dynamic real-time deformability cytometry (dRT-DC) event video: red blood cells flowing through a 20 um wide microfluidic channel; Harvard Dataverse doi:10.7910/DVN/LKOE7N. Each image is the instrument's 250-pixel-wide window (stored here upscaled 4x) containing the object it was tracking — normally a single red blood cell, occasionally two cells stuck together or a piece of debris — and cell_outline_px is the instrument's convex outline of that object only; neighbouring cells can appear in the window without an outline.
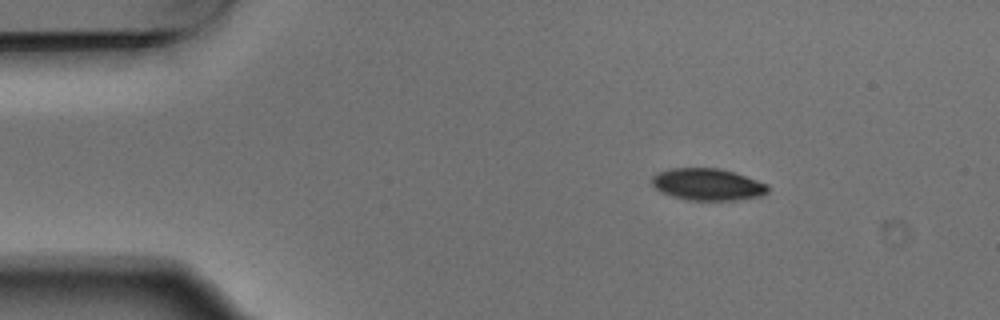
{"species": "Egyptian fruit bat (a non-hibernating species)", "species_latin": "Rousettus aegyptiacus", "temperature_condition": "warm", "stored_images_in_passage": 4, "camera_frame_rate_fps": 3000, "um_per_image_px": 0.085, "animal": {"sex": "male"}, "frame": {"image": 1, "passage_image": 2, "time_ms": 0.333, "image_size_px": [1000, 320], "cell_outline_px": [[768, 192], [760, 196], [736, 200], [688, 200], [672, 196], [656, 188], [652, 184], [652, 176], [656, 172], [668, 168], [720, 168], [768, 184]], "centroid_in_image_um": [60.12, 15.67], "position_along_channel_um": 24.9, "area_um2": 21.44}}